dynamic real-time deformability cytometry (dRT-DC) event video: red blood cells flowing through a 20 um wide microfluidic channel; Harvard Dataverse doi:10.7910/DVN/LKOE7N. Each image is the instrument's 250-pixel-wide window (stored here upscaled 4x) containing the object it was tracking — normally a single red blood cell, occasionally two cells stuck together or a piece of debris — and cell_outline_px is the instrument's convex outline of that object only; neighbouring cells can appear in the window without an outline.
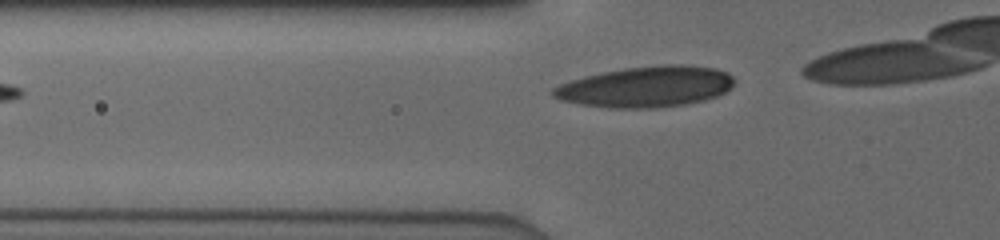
{"species": "human", "species_latin": "Homo sapiens", "temperature_condition": "cold", "stored_images_in_passage": 8, "camera_frame_rate_fps": 3000, "um_per_image_px": 0.085, "donor": {"sex": "male"}, "frame": {"image": 1, "passage_image": 2, "time_ms": 0.333, "image_size_px": [1000, 240], "cell_outline_px": [[736, 80], [732, 88], [716, 96], [704, 100], [688, 104], [656, 108], [612, 108], [580, 104], [560, 100], [552, 96], [552, 88], [560, 84], [584, 76], [624, 68], [664, 64], [688, 64], [716, 68], [728, 72]], "centroid_in_image_um": [54.96, 7.37], "position_along_channel_um": 70.8, "area_um2": 43.47}}
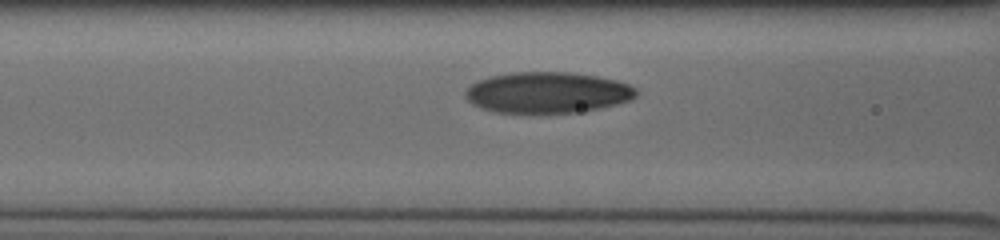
{"frame": {"image": 2, "passage_image": 6, "time_ms": 1.667, "image_size_px": [1000, 240], "cell_outline_px": [[640, 92], [632, 100], [616, 104], [576, 112], [492, 112], [480, 108], [472, 104], [464, 96], [464, 92], [472, 84], [480, 80], [492, 76], [512, 72], [568, 72], [596, 76], [616, 80], [628, 84], [636, 88]], "centroid_in_image_um": [46.54, 7.86], "position_along_channel_um": 120.1, "area_um2": 40.63}}